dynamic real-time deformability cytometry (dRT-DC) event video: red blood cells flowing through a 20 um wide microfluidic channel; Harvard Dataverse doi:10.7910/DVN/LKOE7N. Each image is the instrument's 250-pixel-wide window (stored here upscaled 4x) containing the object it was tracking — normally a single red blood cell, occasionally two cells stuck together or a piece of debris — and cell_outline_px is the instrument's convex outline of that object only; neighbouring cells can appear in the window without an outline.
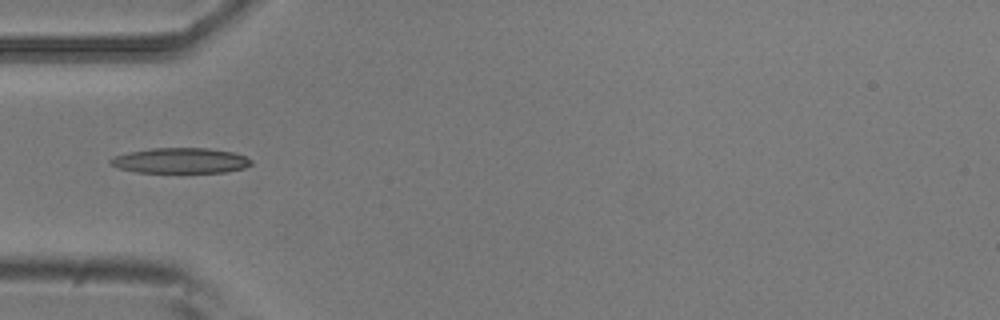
{"species": "common noctule bat (a hibernating species)", "species_latin": "Nyctalus noctula", "temperature_condition": "room temperature", "stored_images_in_passage": 7, "camera_frame_rate_fps": 3000, "um_per_image_px": 0.085, "animal": {"sex": "male", "body_mass_g": 20.5, "forearm_length_mm": 52.5}, "frame": {"image": 1, "passage_image": 4, "time_ms": 1.0, "image_size_px": [1000, 320], "cell_outline_px": [[252, 164], [244, 168], [224, 172], [136, 172], [120, 168], [112, 164], [108, 160], [116, 156], [132, 152], [152, 148], [208, 148], [232, 152], [244, 156], [252, 160]], "centroid_in_image_um": [15.39, 13.65], "position_along_channel_um": 69.6, "area_um2": 20.46}}
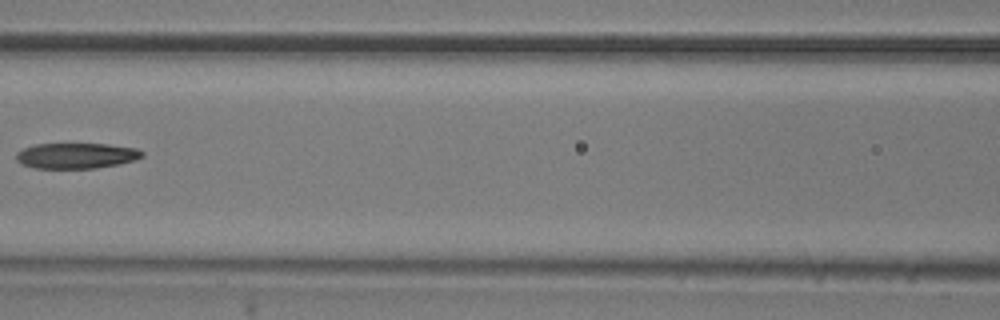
{"frame": {"image": 2, "passage_image": 6, "time_ms": 1.667, "image_size_px": [1000, 320], "cell_outline_px": [[144, 156], [136, 160], [120, 164], [96, 168], [36, 168], [24, 164], [16, 160], [16, 152], [24, 148], [36, 144], [108, 144], [136, 148], [144, 152]], "centroid_in_image_um": [6.53, 13.23], "position_along_channel_um": 160.1, "area_um2": 18.79}}
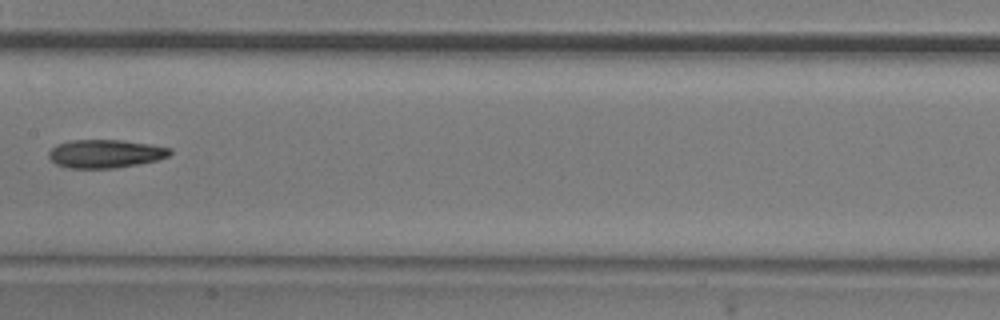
{"frame": {"image": 3, "passage_image": 7, "time_ms": 2.0, "image_size_px": [1000, 320], "cell_outline_px": [[172, 152], [168, 156], [160, 160], [140, 164], [116, 168], [68, 168], [56, 164], [48, 156], [48, 152], [56, 144], [68, 140], [120, 140], [148, 144], [172, 148]], "centroid_in_image_um": [8.96, 13.07], "position_along_channel_um": 198.4, "area_um2": 20.17}}